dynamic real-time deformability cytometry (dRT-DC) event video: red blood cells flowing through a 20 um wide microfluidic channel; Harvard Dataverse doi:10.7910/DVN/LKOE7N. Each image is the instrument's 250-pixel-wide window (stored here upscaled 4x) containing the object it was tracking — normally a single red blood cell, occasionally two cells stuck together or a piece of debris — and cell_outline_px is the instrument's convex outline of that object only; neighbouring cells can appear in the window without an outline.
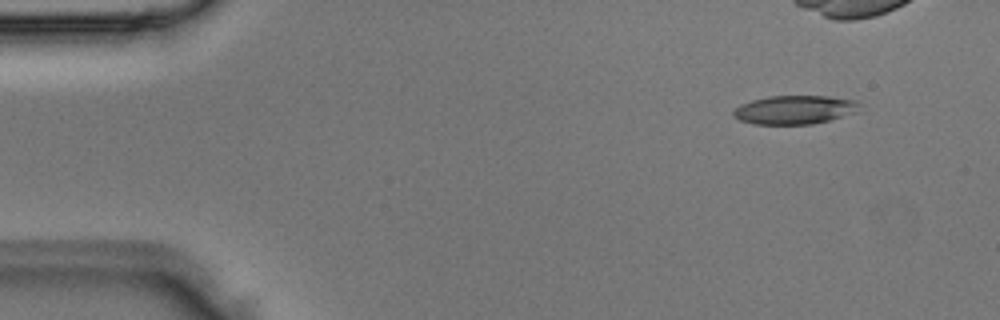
{"species": "Egyptian fruit bat (a non-hibernating species)", "species_latin": "Rousettus aegyptiacus", "temperature_condition": "room temperature", "stored_images_in_passage": 3, "camera_frame_rate_fps": 3000, "um_per_image_px": 0.085, "animal": {"sex": "male"}, "frame": {"image": 1, "passage_image": 1, "time_ms": 0.0, "image_size_px": [1000, 320], "cell_outline_px": [[856, 112], [828, 120], [812, 124], [756, 124], [740, 120], [732, 112], [740, 104], [752, 100], [768, 96], [828, 96], [856, 100]], "centroid_in_image_um": [67.5, 9.32], "position_along_channel_um": 17.5, "area_um2": 20.69}}